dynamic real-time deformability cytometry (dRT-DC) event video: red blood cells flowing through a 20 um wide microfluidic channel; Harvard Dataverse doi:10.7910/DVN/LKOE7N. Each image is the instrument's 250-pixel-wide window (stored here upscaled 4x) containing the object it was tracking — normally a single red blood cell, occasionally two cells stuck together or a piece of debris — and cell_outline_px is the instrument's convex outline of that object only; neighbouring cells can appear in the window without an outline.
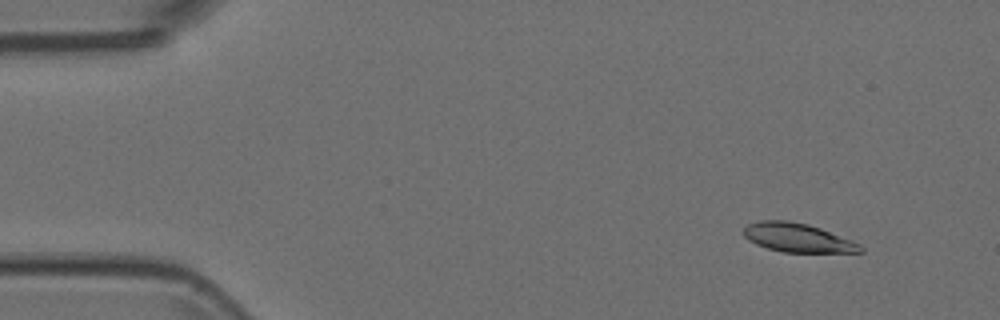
{"species": "Egyptian fruit bat (a non-hibernating species)", "species_latin": "Rousettus aegyptiacus", "temperature_condition": "room temperature", "stored_images_in_passage": 53, "camera_frame_rate_fps": 3000, "um_per_image_px": 0.085, "animal": {"sex": "female"}, "frame": {"image": 1, "passage_image": 5, "time_ms": 1.333, "image_size_px": [1000, 320], "cell_outline_px": [[864, 252], [784, 252], [768, 248], [756, 244], [748, 240], [740, 232], [748, 224], [760, 220], [788, 220], [808, 224], [820, 228], [852, 240], [860, 244], [864, 248]], "centroid_in_image_um": [67.78, 20.2], "position_along_channel_um": 17.2, "area_um2": 19.71}}
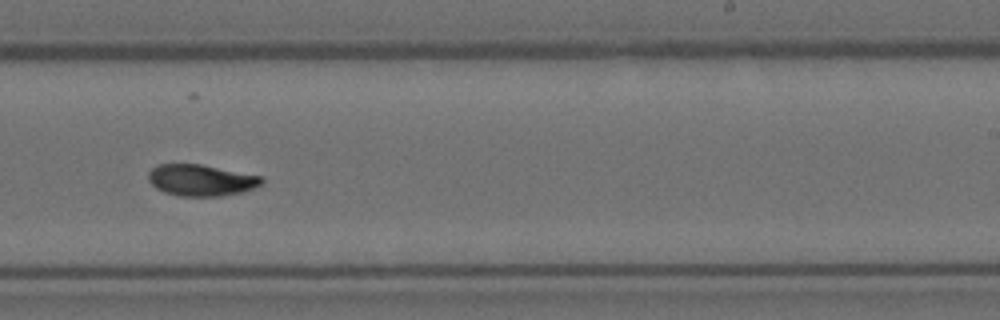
{"frame": {"image": 2, "passage_image": 33, "time_ms": 10.667, "image_size_px": [1000, 320], "cell_outline_px": [[264, 180], [260, 184], [244, 192], [220, 196], [180, 196], [164, 192], [156, 188], [148, 180], [148, 172], [156, 164], [200, 164], [264, 176]], "centroid_in_image_um": [17.09, 15.31], "position_along_channel_um": 271.9, "area_um2": 20.87}}
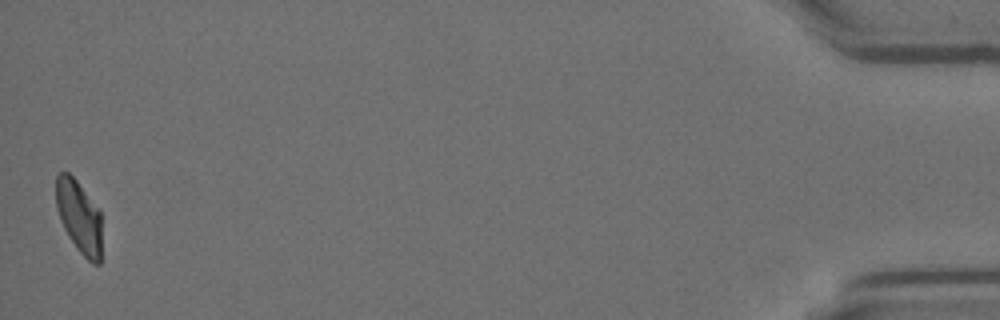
{"frame": {"image": 3, "passage_image": 53, "time_ms": 17.333, "image_size_px": [1000, 320], "cell_outline_px": [[100, 264], [92, 264], [76, 248], [68, 236], [60, 220], [56, 208], [56, 176], [60, 172], [68, 172], [76, 180], [100, 208]], "centroid_in_image_um": [6.71, 18.4], "position_along_channel_um": 428.5, "area_um2": 19.42}}